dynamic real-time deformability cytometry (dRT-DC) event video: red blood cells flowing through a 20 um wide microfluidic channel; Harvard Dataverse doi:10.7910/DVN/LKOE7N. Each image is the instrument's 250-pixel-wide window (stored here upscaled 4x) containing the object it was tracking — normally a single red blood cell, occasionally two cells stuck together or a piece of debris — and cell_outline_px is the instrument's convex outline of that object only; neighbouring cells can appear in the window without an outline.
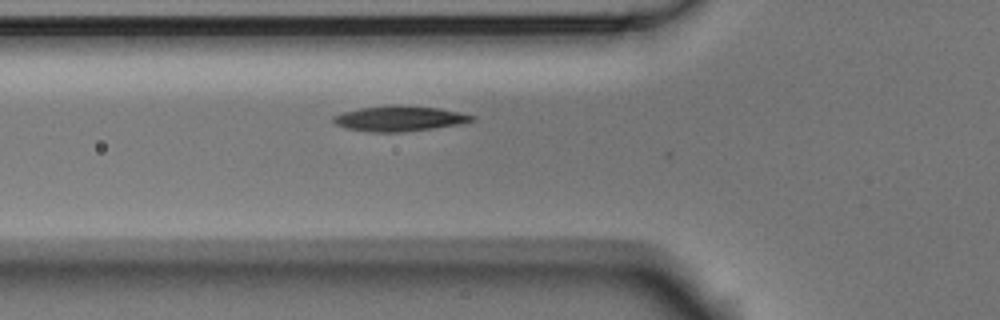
{"species": "Egyptian fruit bat (a non-hibernating species)", "species_latin": "Rousettus aegyptiacus", "temperature_condition": "room temperature", "stored_images_in_passage": 6, "camera_frame_rate_fps": 3000, "um_per_image_px": 0.085, "animal": {"sex": "male"}, "frame": {"image": 1, "passage_image": 5, "time_ms": 1.333, "image_size_px": [1000, 320], "cell_outline_px": [[476, 120], [456, 124], [432, 128], [404, 132], [372, 132], [348, 128], [336, 124], [332, 120], [332, 116], [344, 112], [360, 108], [392, 104], [396, 104], [440, 108], [460, 112], [476, 116]], "centroid_in_image_um": [33.96, 10.06], "position_along_channel_um": 91.8, "area_um2": 20.4}}